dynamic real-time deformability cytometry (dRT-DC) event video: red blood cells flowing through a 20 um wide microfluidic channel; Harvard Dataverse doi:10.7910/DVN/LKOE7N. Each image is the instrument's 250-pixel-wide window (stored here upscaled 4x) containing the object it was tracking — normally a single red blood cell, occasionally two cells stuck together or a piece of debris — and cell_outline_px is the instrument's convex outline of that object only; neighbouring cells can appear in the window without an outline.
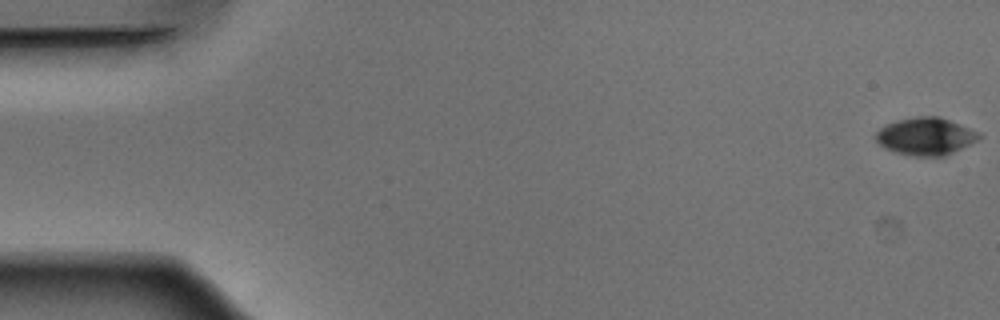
{"species": "Egyptian fruit bat (a non-hibernating species)", "species_latin": "Rousettus aegyptiacus", "temperature_condition": "warm", "stored_images_in_passage": 53, "camera_frame_rate_fps": 3000, "um_per_image_px": 0.085, "animal": {"sex": "male"}, "frame": {"image": 1, "passage_image": 1, "time_ms": 0.0, "image_size_px": [1000, 320], "cell_outline_px": [[984, 136], [980, 140], [944, 156], [912, 156], [896, 152], [884, 148], [876, 140], [876, 132], [884, 124], [916, 116], [940, 116], [980, 132]], "centroid_in_image_um": [78.72, 11.58], "position_along_channel_um": 6.3, "area_um2": 22.72}}
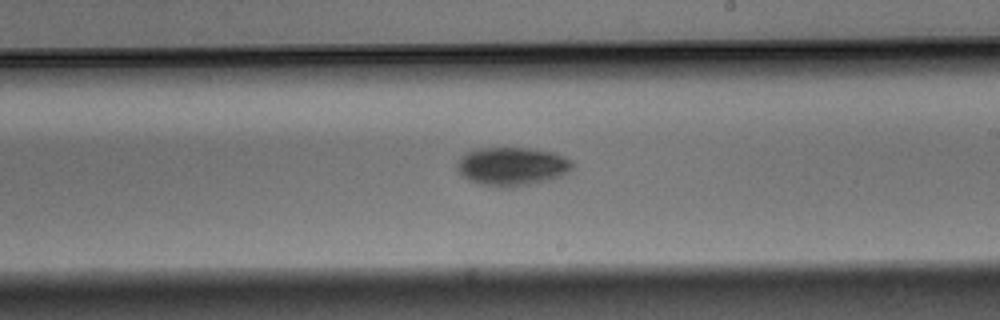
{"frame": {"image": 2, "passage_image": 31, "time_ms": 10.0, "image_size_px": [1000, 320], "cell_outline_px": [[576, 164], [564, 176], [552, 180], [512, 188], [496, 188], [480, 184], [468, 180], [460, 176], [456, 168], [456, 164], [460, 156], [476, 148], [528, 148], [556, 152], [572, 160]], "centroid_in_image_um": [43.54, 14.16], "position_along_channel_um": 245.5, "area_um2": 26.76}}
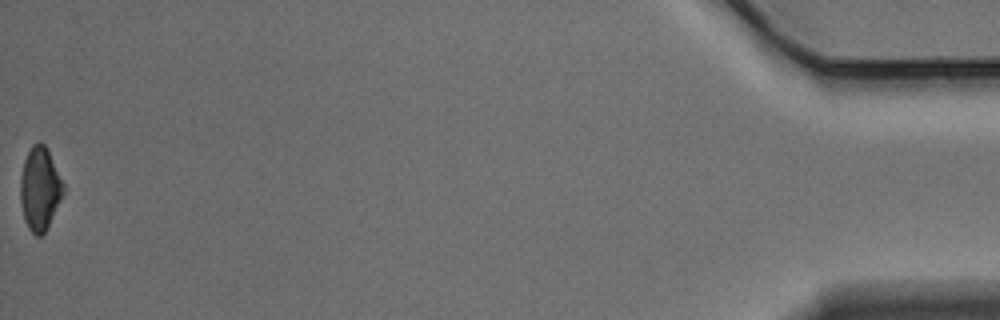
{"frame": {"image": 3, "passage_image": 53, "time_ms": 17.333, "image_size_px": [1000, 320], "cell_outline_px": [[64, 192], [48, 228], [40, 236], [36, 236], [28, 228], [24, 220], [20, 200], [20, 176], [24, 160], [32, 144], [40, 140], [44, 144], [64, 184]], "centroid_in_image_um": [3.37, 16.06], "position_along_channel_um": 431.8, "area_um2": 20.81}, "authors_computed_cell_mechanics": {"area_um2": 23.9292, "velocity_mm_per_s": 3.881, "shape_relaxation_time_tau1_ms": 2.6067, "shape_relaxation_time_tau2_ms": null, "deformation_change_tau1": 0.1035, "deformation_change_tau2": null}}